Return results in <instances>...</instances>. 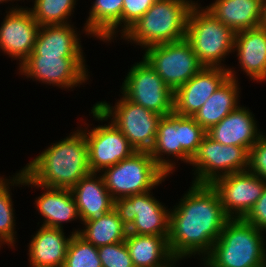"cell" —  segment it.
I'll list each match as a JSON object with an SVG mask.
<instances>
[{"mask_svg":"<svg viewBox=\"0 0 266 267\" xmlns=\"http://www.w3.org/2000/svg\"><path fill=\"white\" fill-rule=\"evenodd\" d=\"M228 219L216 190L210 184L192 183L170 210L168 246L172 256L206 257Z\"/></svg>","mask_w":266,"mask_h":267,"instance_id":"cell-1","label":"cell"},{"mask_svg":"<svg viewBox=\"0 0 266 267\" xmlns=\"http://www.w3.org/2000/svg\"><path fill=\"white\" fill-rule=\"evenodd\" d=\"M53 143L30 161L23 170L37 183L47 187L72 189L91 173L88 147L83 129Z\"/></svg>","mask_w":266,"mask_h":267,"instance_id":"cell-2","label":"cell"},{"mask_svg":"<svg viewBox=\"0 0 266 267\" xmlns=\"http://www.w3.org/2000/svg\"><path fill=\"white\" fill-rule=\"evenodd\" d=\"M262 231L243 218H229L207 257L205 267H265Z\"/></svg>","mask_w":266,"mask_h":267,"instance_id":"cell-3","label":"cell"},{"mask_svg":"<svg viewBox=\"0 0 266 267\" xmlns=\"http://www.w3.org/2000/svg\"><path fill=\"white\" fill-rule=\"evenodd\" d=\"M194 4L191 0H157L121 37L144 48L182 40Z\"/></svg>","mask_w":266,"mask_h":267,"instance_id":"cell-4","label":"cell"},{"mask_svg":"<svg viewBox=\"0 0 266 267\" xmlns=\"http://www.w3.org/2000/svg\"><path fill=\"white\" fill-rule=\"evenodd\" d=\"M235 34L197 2L190 9L186 39L203 66L220 67L222 59L234 52Z\"/></svg>","mask_w":266,"mask_h":267,"instance_id":"cell-5","label":"cell"},{"mask_svg":"<svg viewBox=\"0 0 266 267\" xmlns=\"http://www.w3.org/2000/svg\"><path fill=\"white\" fill-rule=\"evenodd\" d=\"M112 107L107 102L96 103L91 110L97 121H107L122 132L136 151L150 152L161 115L127 100L123 95ZM112 117V118H111Z\"/></svg>","mask_w":266,"mask_h":267,"instance_id":"cell-6","label":"cell"},{"mask_svg":"<svg viewBox=\"0 0 266 267\" xmlns=\"http://www.w3.org/2000/svg\"><path fill=\"white\" fill-rule=\"evenodd\" d=\"M102 172L105 186L114 200L149 192L168 176L147 151H136Z\"/></svg>","mask_w":266,"mask_h":267,"instance_id":"cell-7","label":"cell"},{"mask_svg":"<svg viewBox=\"0 0 266 267\" xmlns=\"http://www.w3.org/2000/svg\"><path fill=\"white\" fill-rule=\"evenodd\" d=\"M143 59L173 92L203 68L186 38L147 47Z\"/></svg>","mask_w":266,"mask_h":267,"instance_id":"cell-8","label":"cell"},{"mask_svg":"<svg viewBox=\"0 0 266 267\" xmlns=\"http://www.w3.org/2000/svg\"><path fill=\"white\" fill-rule=\"evenodd\" d=\"M195 166V184H212L216 179L249 168V151L246 148L224 145L207 134L202 139L190 165Z\"/></svg>","mask_w":266,"mask_h":267,"instance_id":"cell-9","label":"cell"},{"mask_svg":"<svg viewBox=\"0 0 266 267\" xmlns=\"http://www.w3.org/2000/svg\"><path fill=\"white\" fill-rule=\"evenodd\" d=\"M121 90L127 100L158 115L173 113L174 92L144 59L131 67Z\"/></svg>","mask_w":266,"mask_h":267,"instance_id":"cell-10","label":"cell"},{"mask_svg":"<svg viewBox=\"0 0 266 267\" xmlns=\"http://www.w3.org/2000/svg\"><path fill=\"white\" fill-rule=\"evenodd\" d=\"M150 193L115 199L113 209L128 233L168 237L170 211Z\"/></svg>","mask_w":266,"mask_h":267,"instance_id":"cell-11","label":"cell"},{"mask_svg":"<svg viewBox=\"0 0 266 267\" xmlns=\"http://www.w3.org/2000/svg\"><path fill=\"white\" fill-rule=\"evenodd\" d=\"M83 56L29 55L19 66L21 75L60 88H72L88 80Z\"/></svg>","mask_w":266,"mask_h":267,"instance_id":"cell-12","label":"cell"},{"mask_svg":"<svg viewBox=\"0 0 266 267\" xmlns=\"http://www.w3.org/2000/svg\"><path fill=\"white\" fill-rule=\"evenodd\" d=\"M265 185L262 178L249 170L229 174L211 184L229 218H243L262 196Z\"/></svg>","mask_w":266,"mask_h":267,"instance_id":"cell-13","label":"cell"},{"mask_svg":"<svg viewBox=\"0 0 266 267\" xmlns=\"http://www.w3.org/2000/svg\"><path fill=\"white\" fill-rule=\"evenodd\" d=\"M90 130H84L83 133L86 136L91 173H99L136 152L122 132L110 122Z\"/></svg>","mask_w":266,"mask_h":267,"instance_id":"cell-14","label":"cell"},{"mask_svg":"<svg viewBox=\"0 0 266 267\" xmlns=\"http://www.w3.org/2000/svg\"><path fill=\"white\" fill-rule=\"evenodd\" d=\"M40 27L28 7L10 8L0 27V49L20 59V66L34 50Z\"/></svg>","mask_w":266,"mask_h":267,"instance_id":"cell-15","label":"cell"},{"mask_svg":"<svg viewBox=\"0 0 266 267\" xmlns=\"http://www.w3.org/2000/svg\"><path fill=\"white\" fill-rule=\"evenodd\" d=\"M229 78L228 68H203L174 91L173 112L193 117L207 99Z\"/></svg>","mask_w":266,"mask_h":267,"instance_id":"cell-16","label":"cell"},{"mask_svg":"<svg viewBox=\"0 0 266 267\" xmlns=\"http://www.w3.org/2000/svg\"><path fill=\"white\" fill-rule=\"evenodd\" d=\"M22 185H28V187L31 185V188L33 185V187H41L46 191L35 200L36 209L44 217L43 226L63 228L62 222H70L79 217L71 189L37 184L24 170Z\"/></svg>","mask_w":266,"mask_h":267,"instance_id":"cell-17","label":"cell"},{"mask_svg":"<svg viewBox=\"0 0 266 267\" xmlns=\"http://www.w3.org/2000/svg\"><path fill=\"white\" fill-rule=\"evenodd\" d=\"M254 116L246 107L239 106L206 134L216 142L246 148L248 151L263 134L258 131Z\"/></svg>","mask_w":266,"mask_h":267,"instance_id":"cell-18","label":"cell"},{"mask_svg":"<svg viewBox=\"0 0 266 267\" xmlns=\"http://www.w3.org/2000/svg\"><path fill=\"white\" fill-rule=\"evenodd\" d=\"M96 175L97 173L88 174L71 189L82 222L98 220L114 208V199L106 188L102 175Z\"/></svg>","mask_w":266,"mask_h":267,"instance_id":"cell-19","label":"cell"},{"mask_svg":"<svg viewBox=\"0 0 266 267\" xmlns=\"http://www.w3.org/2000/svg\"><path fill=\"white\" fill-rule=\"evenodd\" d=\"M66 238L63 228L41 226L29 243L31 267H62L72 235Z\"/></svg>","mask_w":266,"mask_h":267,"instance_id":"cell-20","label":"cell"},{"mask_svg":"<svg viewBox=\"0 0 266 267\" xmlns=\"http://www.w3.org/2000/svg\"><path fill=\"white\" fill-rule=\"evenodd\" d=\"M234 51L241 69L251 79L266 80V30L260 27L239 31L235 34Z\"/></svg>","mask_w":266,"mask_h":267,"instance_id":"cell-21","label":"cell"},{"mask_svg":"<svg viewBox=\"0 0 266 267\" xmlns=\"http://www.w3.org/2000/svg\"><path fill=\"white\" fill-rule=\"evenodd\" d=\"M229 78L207 99L193 116L194 120L208 131L218 124L230 112L239 107L238 97L240 89L236 72L228 68Z\"/></svg>","mask_w":266,"mask_h":267,"instance_id":"cell-22","label":"cell"},{"mask_svg":"<svg viewBox=\"0 0 266 267\" xmlns=\"http://www.w3.org/2000/svg\"><path fill=\"white\" fill-rule=\"evenodd\" d=\"M206 7L235 33L259 27L262 0H216Z\"/></svg>","mask_w":266,"mask_h":267,"instance_id":"cell-23","label":"cell"},{"mask_svg":"<svg viewBox=\"0 0 266 267\" xmlns=\"http://www.w3.org/2000/svg\"><path fill=\"white\" fill-rule=\"evenodd\" d=\"M78 36L69 23L41 26L30 55L83 56Z\"/></svg>","mask_w":266,"mask_h":267,"instance_id":"cell-24","label":"cell"},{"mask_svg":"<svg viewBox=\"0 0 266 267\" xmlns=\"http://www.w3.org/2000/svg\"><path fill=\"white\" fill-rule=\"evenodd\" d=\"M125 244L134 267H159L173 257L168 237L127 233Z\"/></svg>","mask_w":266,"mask_h":267,"instance_id":"cell-25","label":"cell"},{"mask_svg":"<svg viewBox=\"0 0 266 267\" xmlns=\"http://www.w3.org/2000/svg\"><path fill=\"white\" fill-rule=\"evenodd\" d=\"M91 7L85 33L110 41L122 24L123 0H95Z\"/></svg>","mask_w":266,"mask_h":267,"instance_id":"cell-26","label":"cell"},{"mask_svg":"<svg viewBox=\"0 0 266 267\" xmlns=\"http://www.w3.org/2000/svg\"><path fill=\"white\" fill-rule=\"evenodd\" d=\"M149 153L167 175L173 172L172 170L175 168L176 163L171 162L170 159H163L165 158L163 156L165 154L167 156L172 155L175 159L181 160V144L179 143V129L176 127V113L173 112L160 118L156 140Z\"/></svg>","mask_w":266,"mask_h":267,"instance_id":"cell-27","label":"cell"},{"mask_svg":"<svg viewBox=\"0 0 266 267\" xmlns=\"http://www.w3.org/2000/svg\"><path fill=\"white\" fill-rule=\"evenodd\" d=\"M83 223L85 229L75 230L73 233L79 234L95 247L119 243L125 241L127 237L128 228L114 209L98 220L85 221Z\"/></svg>","mask_w":266,"mask_h":267,"instance_id":"cell-28","label":"cell"},{"mask_svg":"<svg viewBox=\"0 0 266 267\" xmlns=\"http://www.w3.org/2000/svg\"><path fill=\"white\" fill-rule=\"evenodd\" d=\"M23 184V169L15 174L13 179L0 178V247L1 244H7L14 247L15 234L14 228L16 223L14 222V210L13 202L10 195V186ZM15 223V224H14Z\"/></svg>","mask_w":266,"mask_h":267,"instance_id":"cell-29","label":"cell"},{"mask_svg":"<svg viewBox=\"0 0 266 267\" xmlns=\"http://www.w3.org/2000/svg\"><path fill=\"white\" fill-rule=\"evenodd\" d=\"M76 0H35L28 8L40 26L68 24L67 19L75 8Z\"/></svg>","mask_w":266,"mask_h":267,"instance_id":"cell-30","label":"cell"},{"mask_svg":"<svg viewBox=\"0 0 266 267\" xmlns=\"http://www.w3.org/2000/svg\"><path fill=\"white\" fill-rule=\"evenodd\" d=\"M176 127L179 129V143L181 144V161L190 164L197 153L206 131L190 116L176 114Z\"/></svg>","mask_w":266,"mask_h":267,"instance_id":"cell-31","label":"cell"},{"mask_svg":"<svg viewBox=\"0 0 266 267\" xmlns=\"http://www.w3.org/2000/svg\"><path fill=\"white\" fill-rule=\"evenodd\" d=\"M62 267H102L97 247L73 234Z\"/></svg>","mask_w":266,"mask_h":267,"instance_id":"cell-32","label":"cell"},{"mask_svg":"<svg viewBox=\"0 0 266 267\" xmlns=\"http://www.w3.org/2000/svg\"><path fill=\"white\" fill-rule=\"evenodd\" d=\"M102 267H134L125 241L97 247Z\"/></svg>","mask_w":266,"mask_h":267,"instance_id":"cell-33","label":"cell"},{"mask_svg":"<svg viewBox=\"0 0 266 267\" xmlns=\"http://www.w3.org/2000/svg\"><path fill=\"white\" fill-rule=\"evenodd\" d=\"M157 0H123L121 35L141 18Z\"/></svg>","mask_w":266,"mask_h":267,"instance_id":"cell-34","label":"cell"},{"mask_svg":"<svg viewBox=\"0 0 266 267\" xmlns=\"http://www.w3.org/2000/svg\"><path fill=\"white\" fill-rule=\"evenodd\" d=\"M266 182V136L261 135L249 151V168Z\"/></svg>","mask_w":266,"mask_h":267,"instance_id":"cell-35","label":"cell"},{"mask_svg":"<svg viewBox=\"0 0 266 267\" xmlns=\"http://www.w3.org/2000/svg\"><path fill=\"white\" fill-rule=\"evenodd\" d=\"M243 219L254 225L258 230L266 231V185L262 196L252 206Z\"/></svg>","mask_w":266,"mask_h":267,"instance_id":"cell-36","label":"cell"},{"mask_svg":"<svg viewBox=\"0 0 266 267\" xmlns=\"http://www.w3.org/2000/svg\"><path fill=\"white\" fill-rule=\"evenodd\" d=\"M259 27L266 30V0H262L261 20Z\"/></svg>","mask_w":266,"mask_h":267,"instance_id":"cell-37","label":"cell"},{"mask_svg":"<svg viewBox=\"0 0 266 267\" xmlns=\"http://www.w3.org/2000/svg\"><path fill=\"white\" fill-rule=\"evenodd\" d=\"M180 259H183V258H180V257H172L167 263H165L164 265H162V266H159V267H175V265L174 264H176L175 262L177 261L178 262V260H180Z\"/></svg>","mask_w":266,"mask_h":267,"instance_id":"cell-38","label":"cell"},{"mask_svg":"<svg viewBox=\"0 0 266 267\" xmlns=\"http://www.w3.org/2000/svg\"><path fill=\"white\" fill-rule=\"evenodd\" d=\"M4 1L7 2V1H12V0H0V3H3Z\"/></svg>","mask_w":266,"mask_h":267,"instance_id":"cell-39","label":"cell"}]
</instances>
